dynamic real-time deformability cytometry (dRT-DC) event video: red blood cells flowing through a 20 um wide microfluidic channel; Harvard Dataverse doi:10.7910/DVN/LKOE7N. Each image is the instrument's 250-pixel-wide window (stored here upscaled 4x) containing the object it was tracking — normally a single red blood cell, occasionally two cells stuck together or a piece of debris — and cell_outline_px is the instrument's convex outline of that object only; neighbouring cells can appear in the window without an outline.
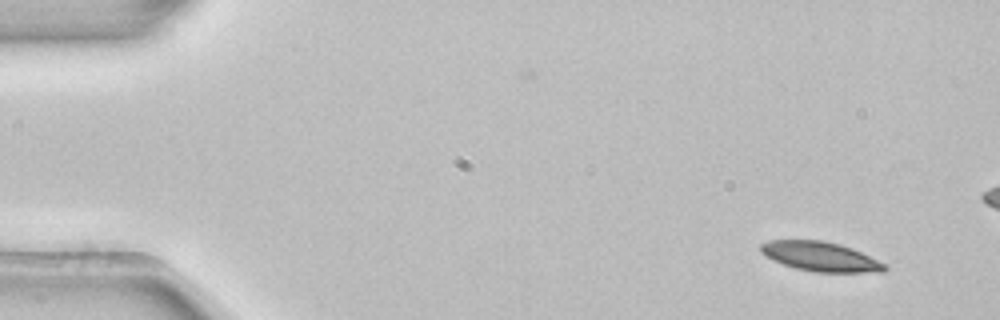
{"species": "common noctule bat (a hibernating species)", "species_latin": "Nyctalus noctula", "temperature_condition": "room temperature", "stored_images_in_passage": 4, "camera_frame_rate_fps": 3000, "um_per_image_px": 0.085, "animal": {"sex": "female", "body_mass_g": 22.7, "forearm_length_mm": 54.2}, "frame": {"image": 1, "passage_image": 1, "time_ms": 0.0, "image_size_px": [1000, 320], "cell_outline_px": [[888, 268], [884, 272], [816, 272], [796, 268], [772, 260], [764, 256], [760, 252], [760, 244], [768, 240], [824, 240], [840, 244], [852, 248], [888, 264]], "centroid_in_image_um": [69.75, 21.8], "position_along_channel_um": 15.2, "area_um2": 21.5}}